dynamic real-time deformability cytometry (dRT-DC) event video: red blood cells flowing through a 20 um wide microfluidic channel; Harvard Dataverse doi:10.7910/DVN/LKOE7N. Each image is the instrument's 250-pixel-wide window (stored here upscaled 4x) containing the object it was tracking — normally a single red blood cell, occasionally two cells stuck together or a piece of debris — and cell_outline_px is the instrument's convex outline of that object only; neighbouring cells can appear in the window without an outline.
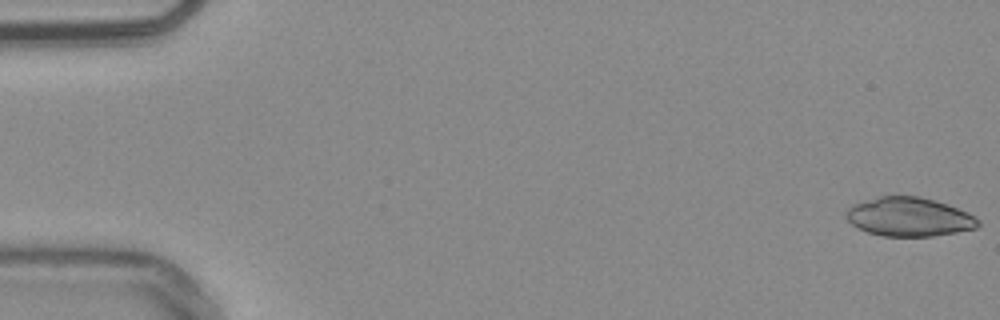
{"species": "common noctule bat (a hibernating species)", "species_latin": "Nyctalus noctula", "temperature_condition": "warm", "stored_images_in_passage": 53, "camera_frame_rate_fps": 3000, "um_per_image_px": 0.085, "animal": {"sex": "male", "body_mass_g": 20.4}, "frame": {"image": 1, "passage_image": 1, "time_ms": 0.0, "image_size_px": [1000, 320], "cell_outline_px": [[980, 224], [976, 228], [956, 232], [932, 236], [880, 236], [868, 232], [852, 224], [844, 216], [848, 208], [852, 204], [880, 196], [920, 196], [936, 200], [948, 204], [968, 212], [980, 220]], "centroid_in_image_um": [77.28, 18.43], "position_along_channel_um": 7.7, "area_um2": 30.0}}